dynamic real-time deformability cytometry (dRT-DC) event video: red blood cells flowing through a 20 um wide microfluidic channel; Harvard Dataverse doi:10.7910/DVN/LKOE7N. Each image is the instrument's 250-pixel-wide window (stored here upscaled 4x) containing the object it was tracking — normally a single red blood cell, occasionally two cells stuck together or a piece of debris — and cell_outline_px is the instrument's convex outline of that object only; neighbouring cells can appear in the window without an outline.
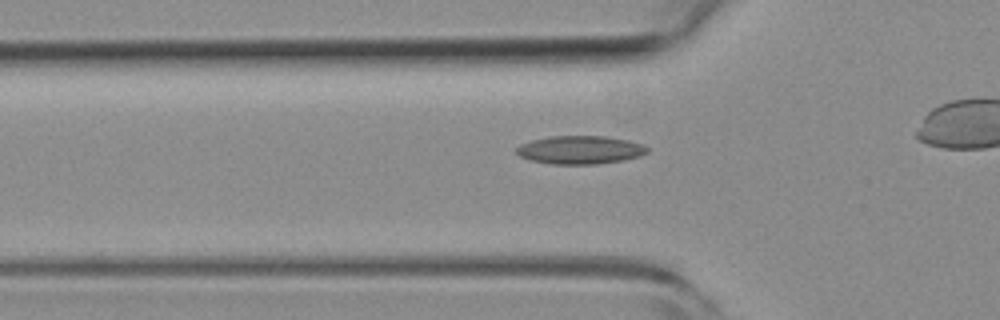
{"species": "common noctule bat (a hibernating species)", "species_latin": "Nyctalus noctula", "temperature_condition": "room temperature", "stored_images_in_passage": 33, "camera_frame_rate_fps": 3000, "um_per_image_px": 0.085, "animal": {"sex": "female", "body_mass_g": 19.3, "forearm_length_mm": 54.1}, "frame": {"image": 1, "passage_image": 8, "time_ms": 2.333, "image_size_px": [1000, 320], "cell_outline_px": [[648, 152], [640, 156], [624, 160], [596, 164], [552, 164], [532, 160], [520, 156], [516, 152], [516, 148], [520, 144], [532, 140], [552, 136], [604, 136], [628, 140], [644, 144], [648, 148]], "centroid_in_image_um": [49.34, 12.74], "position_along_channel_um": 76.5, "area_um2": 21.5}}
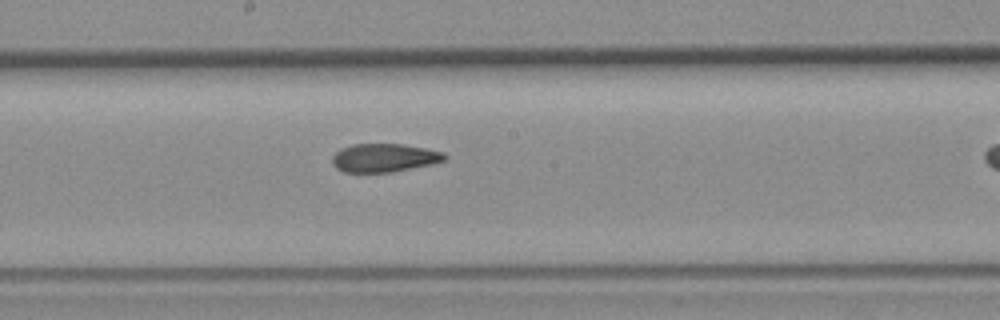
{"frame": {"image": 2, "passage_image": 19, "time_ms": 6.0, "image_size_px": [1000, 320], "cell_outline_px": [[448, 160], [432, 164], [392, 172], [344, 172], [336, 168], [332, 164], [332, 156], [340, 148], [352, 144], [400, 144], [424, 148], [444, 152], [448, 156]], "centroid_in_image_um": [32.66, 13.41], "position_along_channel_um": 215.5, "area_um2": 18.73}}
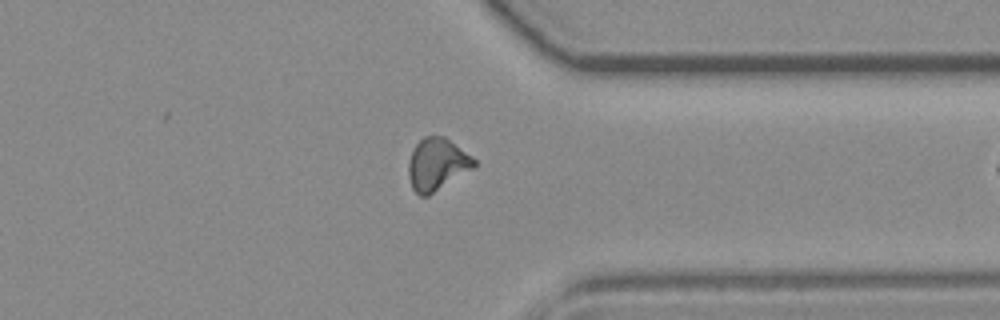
{"frame": {"image": 3, "passage_image": 32, "time_ms": 10.333, "image_size_px": [1000, 320], "cell_outline_px": [[476, 168], [428, 196], [420, 196], [412, 188], [408, 176], [408, 160], [416, 144], [424, 136], [444, 136], [472, 156], [476, 160]], "centroid_in_image_um": [37.16, 13.98], "position_along_channel_um": 374.2, "area_um2": 20.17}}